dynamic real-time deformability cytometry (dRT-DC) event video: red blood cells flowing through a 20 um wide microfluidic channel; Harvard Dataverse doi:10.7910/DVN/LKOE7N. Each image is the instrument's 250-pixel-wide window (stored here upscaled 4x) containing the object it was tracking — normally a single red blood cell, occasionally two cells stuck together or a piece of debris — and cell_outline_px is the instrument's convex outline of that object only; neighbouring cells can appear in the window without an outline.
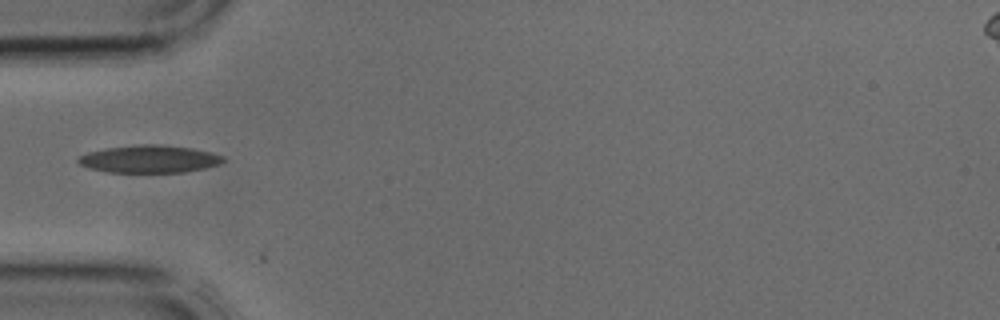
{"species": "common noctule bat (a hibernating species)", "species_latin": "Nyctalus noctula", "temperature_condition": "cold", "stored_images_in_passage": 4, "camera_frame_rate_fps": 3000, "um_per_image_px": 0.085, "animal": {"sex": "male", "body_mass_g": 17.9, "forearm_length_mm": 54.2}, "frame": {"image": 1, "passage_image": 1, "time_ms": 0.0, "image_size_px": [1000, 320], "cell_outline_px": [[228, 160], [220, 164], [204, 168], [184, 172], [108, 172], [88, 168], [80, 164], [76, 160], [80, 156], [88, 152], [104, 148], [144, 144], [160, 144], [192, 148], [212, 152], [224, 156]], "centroid_in_image_um": [12.73, 13.51], "position_along_channel_um": 72.3, "area_um2": 23.41}}